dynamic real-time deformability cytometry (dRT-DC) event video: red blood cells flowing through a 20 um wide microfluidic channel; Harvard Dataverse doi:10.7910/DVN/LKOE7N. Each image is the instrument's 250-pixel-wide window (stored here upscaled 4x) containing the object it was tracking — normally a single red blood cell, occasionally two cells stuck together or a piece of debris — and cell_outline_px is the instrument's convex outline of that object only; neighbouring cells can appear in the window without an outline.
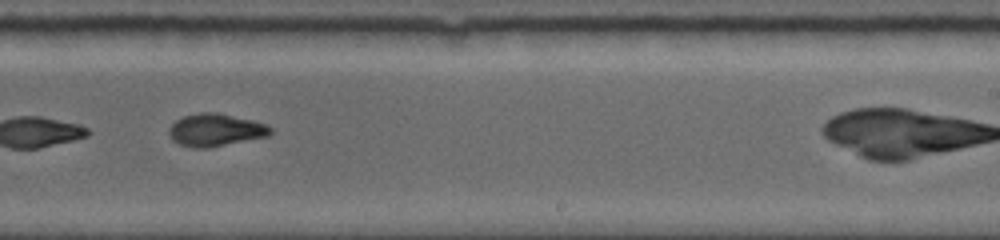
{"species": "common noctule bat (a hibernating species)", "species_latin": "Nyctalus noctula", "temperature_condition": "room temperature", "stored_images_in_passage": 21, "camera_frame_rate_fps": 5000, "um_per_image_px": 0.085, "animal": {"sex": "female", "body_mass_g": 19.0, "forearm_length_mm": 56.7}, "frame": {"image": 1, "passage_image": 12, "time_ms": 5.6, "image_size_px": [1000, 240], "cell_outline_px": [[272, 132], [268, 136], [208, 148], [192, 148], [180, 144], [172, 140], [168, 132], [168, 128], [176, 120], [184, 116], [200, 112], [216, 112], [252, 120], [264, 124], [272, 128]], "centroid_in_image_um": [18.29, 11.05], "position_along_channel_um": 270.7, "area_um2": 19.19}}